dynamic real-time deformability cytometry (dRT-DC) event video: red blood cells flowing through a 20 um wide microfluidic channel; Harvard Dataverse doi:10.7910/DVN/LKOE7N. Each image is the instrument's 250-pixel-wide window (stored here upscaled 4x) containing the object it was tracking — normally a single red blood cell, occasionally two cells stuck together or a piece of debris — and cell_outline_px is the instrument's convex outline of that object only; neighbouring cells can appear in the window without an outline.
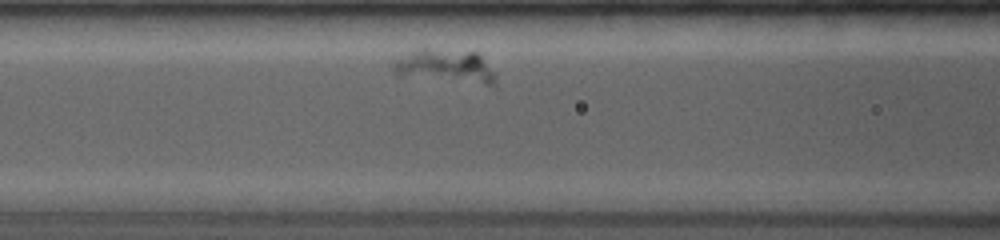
{"species": "common noctule bat (a hibernating species)", "species_latin": "Nyctalus noctula", "temperature_condition": "room temperature", "stored_images_in_passage": 34, "camera_frame_rate_fps": 4000, "um_per_image_px": 0.085, "animal": {"sex": "female", "body_mass_g": 19.0, "forearm_length_mm": 53.3}, "frame": {"image": 1, "passage_image": 14, "time_ms": 2.0, "image_size_px": [1000, 240], "cell_outline_px": [[496, 84], [484, 84], [396, 76], [392, 68], [392, 64], [396, 60], [420, 48], [424, 48], [476, 52], [480, 56], [496, 76]], "centroid_in_image_um": [37.81, 5.64], "position_along_channel_um": 128.8, "area_um2": 19.71}}
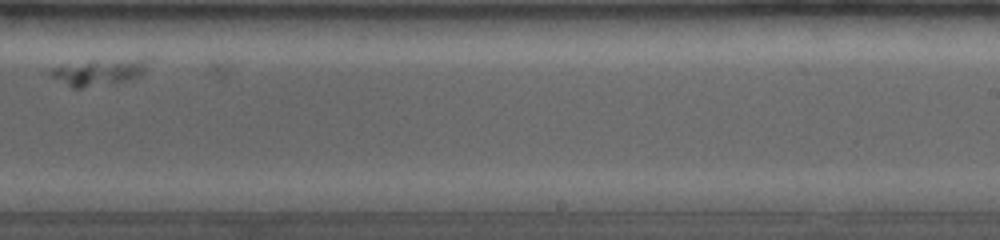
{"frame": {"image": 2, "passage_image": 33, "time_ms": 6.25, "image_size_px": [1000, 240], "cell_outline_px": [[144, 72], [140, 76], [116, 84], [80, 88], [72, 88], [52, 76], [48, 72], [52, 68], [60, 64], [92, 60], [144, 60]], "centroid_in_image_um": [8.28, 6.16], "position_along_channel_um": 280.7, "area_um2": 14.74}}